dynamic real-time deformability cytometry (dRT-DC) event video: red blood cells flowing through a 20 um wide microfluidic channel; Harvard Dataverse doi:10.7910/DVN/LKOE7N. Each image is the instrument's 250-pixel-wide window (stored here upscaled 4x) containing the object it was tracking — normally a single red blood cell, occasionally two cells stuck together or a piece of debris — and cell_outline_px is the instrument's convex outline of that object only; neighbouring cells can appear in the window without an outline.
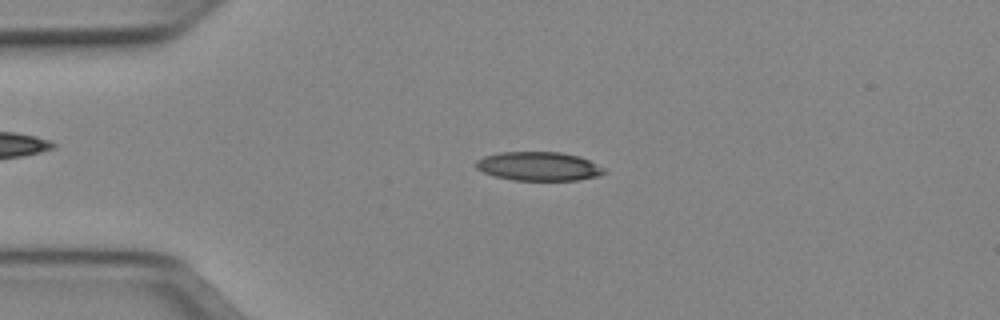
{"species": "Egyptian fruit bat (a non-hibernating species)", "species_latin": "Rousettus aegyptiacus", "temperature_condition": "cold", "stored_images_in_passage": 45, "camera_frame_rate_fps": 3000, "um_per_image_px": 0.085, "animal": {"sex": "female"}, "frame": {"image": 1, "passage_image": 6, "time_ms": 1.667, "image_size_px": [1000, 320], "cell_outline_px": [[608, 172], [596, 176], [576, 180], [512, 180], [496, 176], [484, 172], [476, 168], [476, 160], [484, 156], [500, 152], [560, 152], [580, 156], [604, 168]], "centroid_in_image_um": [45.79, 14.13], "position_along_channel_um": 39.2, "area_um2": 21.44}}
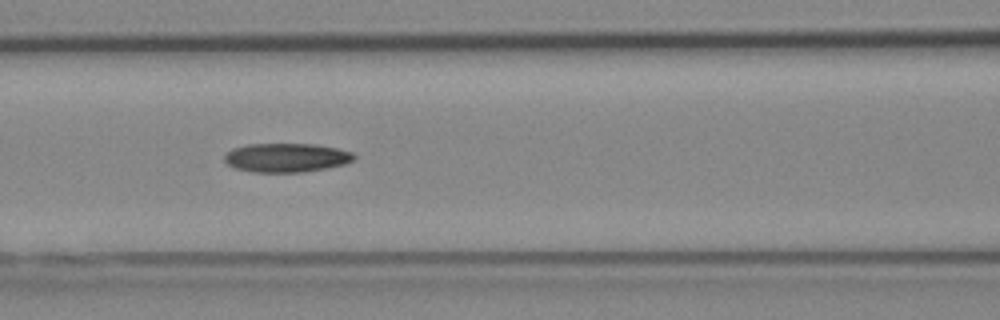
{"frame": {"image": 2, "passage_image": 16, "time_ms": 5.0, "image_size_px": [1000, 320], "cell_outline_px": [[356, 160], [344, 164], [328, 168], [304, 172], [252, 172], [236, 168], [228, 164], [224, 160], [224, 156], [232, 148], [248, 144], [316, 144], [336, 148], [352, 152], [356, 156]], "centroid_in_image_um": [24.37, 13.4], "position_along_channel_um": 142.2, "area_um2": 21.96}}
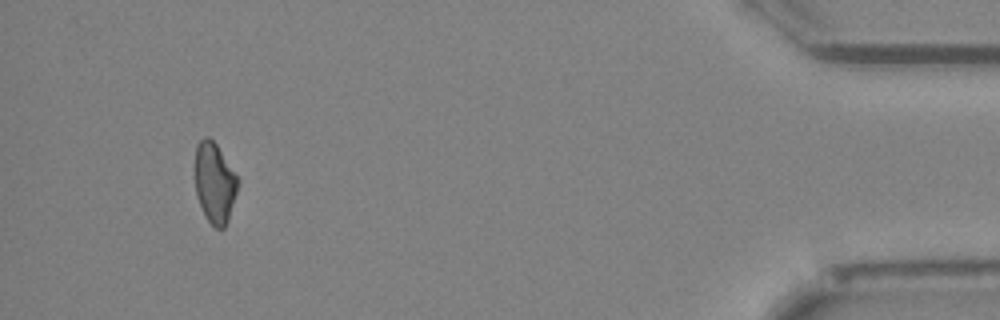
{"frame": {"image": 3, "passage_image": 42, "time_ms": 13.667, "image_size_px": [1000, 320], "cell_outline_px": [[240, 180], [228, 220], [224, 228], [216, 228], [208, 220], [200, 204], [196, 192], [196, 144], [204, 136], [208, 136], [216, 144]], "centroid_in_image_um": [18.26, 15.52], "position_along_channel_um": 416.9, "area_um2": 19.71}}